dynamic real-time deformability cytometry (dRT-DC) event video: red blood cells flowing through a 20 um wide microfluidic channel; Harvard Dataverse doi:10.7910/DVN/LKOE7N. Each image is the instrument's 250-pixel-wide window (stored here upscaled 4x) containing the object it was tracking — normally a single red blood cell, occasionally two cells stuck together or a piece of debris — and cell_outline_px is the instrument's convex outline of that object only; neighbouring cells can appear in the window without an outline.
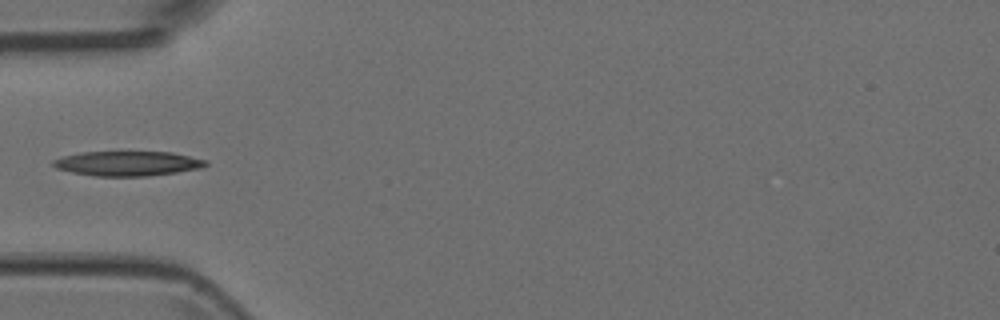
{"species": "Egyptian fruit bat (a non-hibernating species)", "species_latin": "Rousettus aegyptiacus", "temperature_condition": "room temperature", "stored_images_in_passage": 7, "camera_frame_rate_fps": 3000, "um_per_image_px": 0.085, "animal": {"sex": "female"}, "frame": {"image": 1, "passage_image": 5, "time_ms": 1.333, "image_size_px": [1000, 320], "cell_outline_px": [[208, 164], [200, 168], [176, 172], [148, 176], [92, 176], [72, 172], [56, 168], [52, 164], [52, 160], [64, 156], [80, 152], [172, 152], [208, 160]], "centroid_in_image_um": [10.84, 13.89], "position_along_channel_um": 74.2, "area_um2": 21.96}}
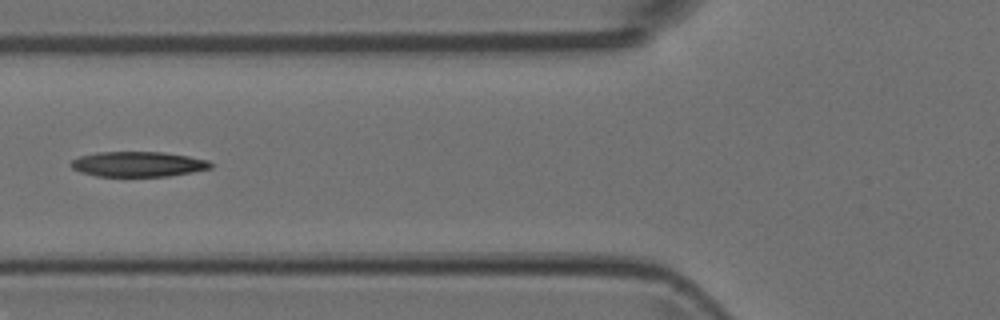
{"frame": {"image": 2, "passage_image": 6, "time_ms": 1.667, "image_size_px": [1000, 320], "cell_outline_px": [[212, 168], [192, 172], [168, 176], [96, 176], [80, 172], [72, 168], [68, 164], [72, 160], [80, 156], [96, 152], [160, 152], [188, 156], [208, 160], [212, 164]], "centroid_in_image_um": [11.71, 13.95], "position_along_channel_um": 114.1, "area_um2": 20.46}}
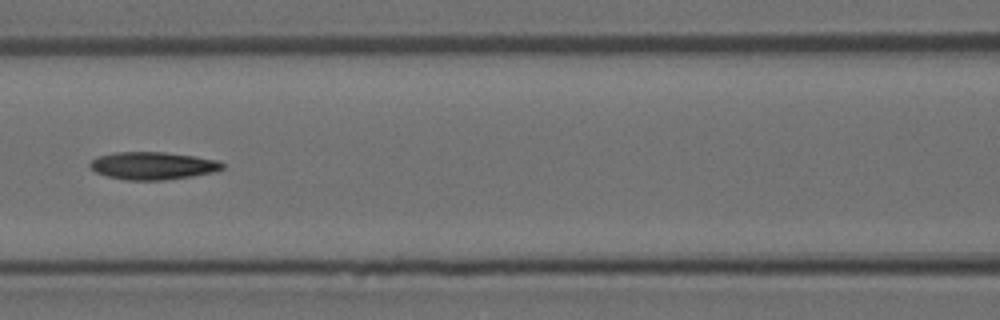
{"frame": {"image": 3, "passage_image": 7, "time_ms": 2.0, "image_size_px": [1000, 320], "cell_outline_px": [[224, 168], [212, 172], [192, 176], [164, 180], [128, 180], [108, 176], [96, 172], [88, 164], [96, 156], [116, 152], [164, 152], [192, 156], [216, 160], [224, 164]], "centroid_in_image_um": [12.96, 14.08], "position_along_channel_um": 153.6, "area_um2": 21.1}}